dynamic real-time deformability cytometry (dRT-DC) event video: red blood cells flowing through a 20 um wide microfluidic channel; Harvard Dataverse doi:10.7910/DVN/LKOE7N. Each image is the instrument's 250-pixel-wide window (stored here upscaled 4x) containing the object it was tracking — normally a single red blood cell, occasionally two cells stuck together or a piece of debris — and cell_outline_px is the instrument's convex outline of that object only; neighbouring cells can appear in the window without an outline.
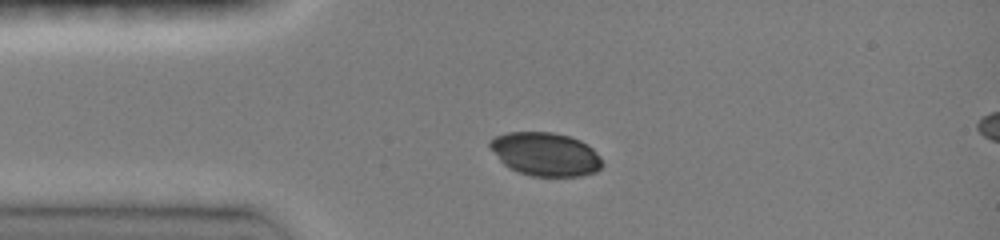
{"species": "common noctule bat (a hibernating species)", "species_latin": "Nyctalus noctula", "temperature_condition": "room temperature", "stored_images_in_passage": 34, "camera_frame_rate_fps": 3000, "um_per_image_px": 0.085, "animal": {"sex": "female", "body_mass_g": 19.0, "forearm_length_mm": 51.5}, "frame": {"image": 1, "passage_image": 1, "time_ms": 0.0, "image_size_px": [1000, 240], "cell_outline_px": [[604, 164], [596, 172], [580, 176], [532, 176], [520, 172], [504, 164], [500, 160], [488, 144], [488, 140], [496, 136], [508, 132], [552, 132], [568, 136], [580, 140], [588, 144], [600, 156]], "centroid_in_image_um": [46.39, 13.1], "position_along_channel_um": 38.6, "area_um2": 28.38}}
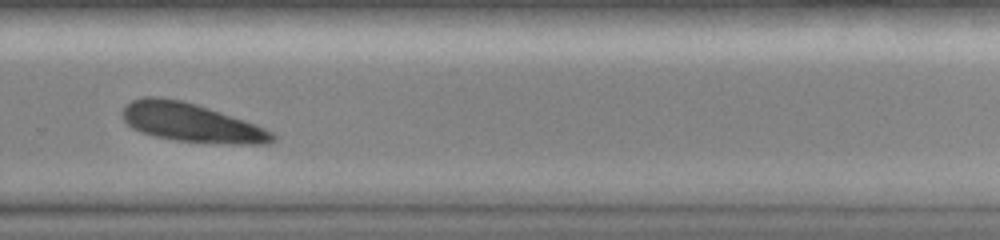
{"frame": {"image": 2, "passage_image": 23, "time_ms": 7.333, "image_size_px": [1000, 240], "cell_outline_px": [[276, 140], [272, 144], [228, 144], [176, 140], [152, 136], [140, 132], [132, 128], [124, 120], [124, 108], [132, 100], [144, 96], [160, 96], [180, 100], [196, 104], [256, 124], [272, 132], [276, 136]], "centroid_in_image_um": [16.29, 10.43], "position_along_channel_um": 313.5, "area_um2": 33.81}}
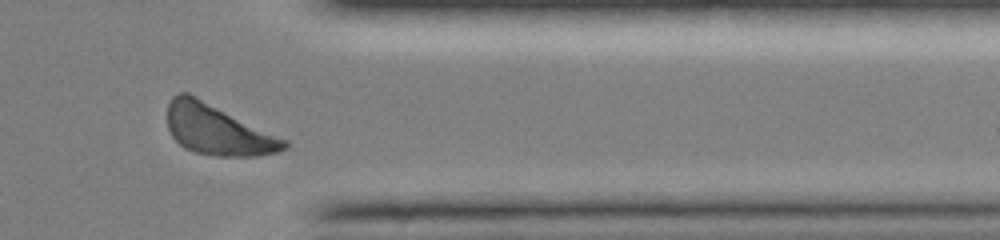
{"frame": {"image": 3, "passage_image": 29, "time_ms": 9.333, "image_size_px": [1000, 240], "cell_outline_px": [[288, 148], [276, 152], [256, 156], [216, 156], [196, 152], [184, 148], [172, 136], [168, 128], [168, 104], [172, 96], [180, 92], [188, 92], [288, 140]], "centroid_in_image_um": [18.5, 11.03], "position_along_channel_um": 392.9, "area_um2": 34.28}}